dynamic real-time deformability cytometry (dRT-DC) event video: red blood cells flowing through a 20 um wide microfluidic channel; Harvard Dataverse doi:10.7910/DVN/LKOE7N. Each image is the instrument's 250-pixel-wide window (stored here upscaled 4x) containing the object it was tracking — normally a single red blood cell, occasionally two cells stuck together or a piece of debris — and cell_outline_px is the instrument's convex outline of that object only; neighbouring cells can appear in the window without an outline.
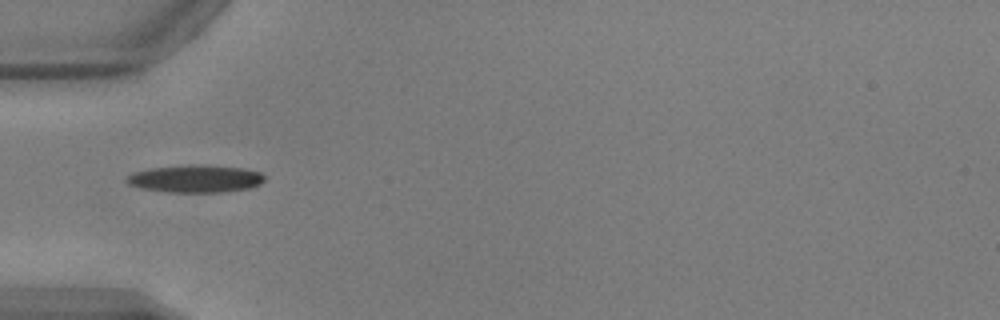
{"species": "common noctule bat (a hibernating species)", "species_latin": "Nyctalus noctula", "temperature_condition": "warm", "stored_images_in_passage": 36, "camera_frame_rate_fps": 3000, "um_per_image_px": 0.085, "animal": {"sex": "male", "body_mass_g": 17.9, "forearm_length_mm": 54.2}, "frame": {"image": 1, "passage_image": 1, "time_ms": 0.0, "image_size_px": [1000, 320], "cell_outline_px": [[264, 180], [260, 184], [248, 188], [224, 192], [168, 192], [140, 188], [128, 184], [124, 180], [132, 172], [152, 168], [188, 164], [204, 164], [244, 168], [260, 172], [264, 176]], "centroid_in_image_um": [16.6, 15.18], "position_along_channel_um": 68.4, "area_um2": 22.31}}
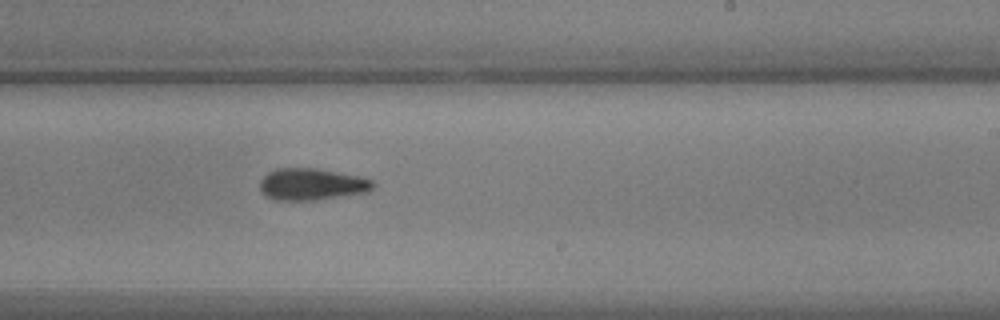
{"frame": {"image": 2, "passage_image": 16, "time_ms": 5.0, "image_size_px": [1000, 320], "cell_outline_px": [[376, 184], [368, 192], [316, 200], [276, 200], [260, 192], [260, 180], [268, 172], [276, 168], [316, 168], [360, 176], [372, 180]], "centroid_in_image_um": [26.5, 15.66], "position_along_channel_um": 262.5, "area_um2": 21.04}}
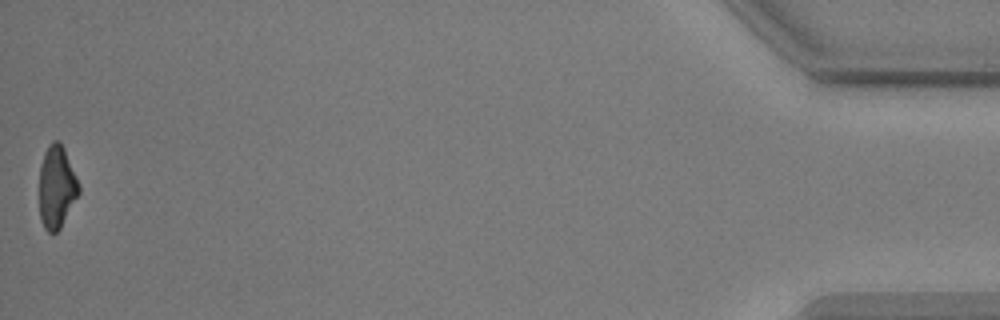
{"frame": {"image": 3, "passage_image": 36, "time_ms": 11.667, "image_size_px": [1000, 320], "cell_outline_px": [[80, 192], [60, 228], [56, 232], [48, 232], [44, 228], [40, 220], [40, 164], [44, 152], [48, 144], [52, 140], [60, 140], [64, 148], [76, 176], [80, 188]], "centroid_in_image_um": [4.81, 15.86], "position_along_channel_um": 430.4, "area_um2": 19.02}, "authors_computed_cell_mechanics": {"area_um2": 21.0103, "velocity_mm_per_s": 3.8827, "shape_relaxation_time_tau1_ms": 6.8585, "shape_relaxation_time_tau2_ms": 5.4256, "deformation_change_tau1": 0.2239, "deformation_change_tau2": 0.1508}}